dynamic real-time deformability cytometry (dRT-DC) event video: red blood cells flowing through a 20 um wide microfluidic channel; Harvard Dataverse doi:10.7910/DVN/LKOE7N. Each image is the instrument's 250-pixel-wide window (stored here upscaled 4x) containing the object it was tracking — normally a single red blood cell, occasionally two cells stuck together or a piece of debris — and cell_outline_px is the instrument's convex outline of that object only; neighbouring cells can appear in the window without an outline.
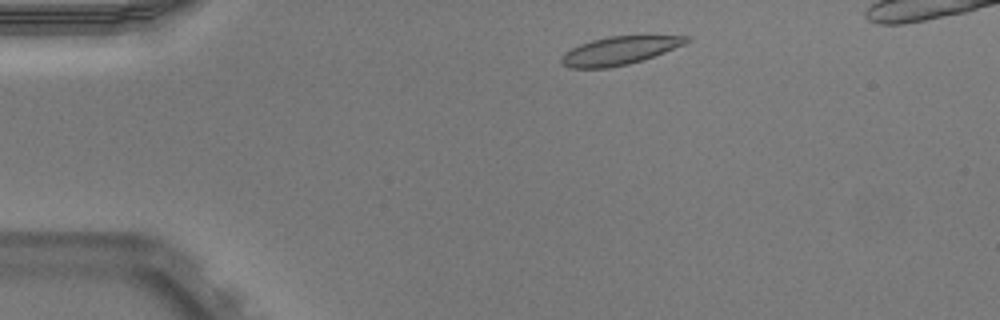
{"species": "Egyptian fruit bat (a non-hibernating species)", "species_latin": "Rousettus aegyptiacus", "temperature_condition": "warm", "stored_images_in_passage": 41, "camera_frame_rate_fps": 3000, "um_per_image_px": 0.085, "animal": {"sex": "male"}, "frame": {"image": 1, "passage_image": 1, "time_ms": 0.0, "image_size_px": [1000, 320], "cell_outline_px": [[688, 40], [684, 44], [644, 60], [628, 64], [608, 68], [568, 68], [560, 64], [560, 56], [564, 52], [580, 44], [592, 40], [608, 36], [688, 36]], "centroid_in_image_um": [52.56, 4.32], "position_along_channel_um": 32.4, "area_um2": 20.46}}
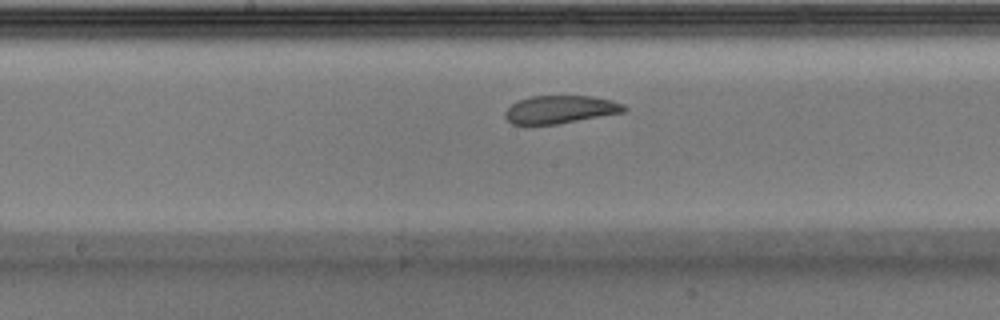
{"frame": {"image": 2, "passage_image": 18, "time_ms": 5.667, "image_size_px": [1000, 320], "cell_outline_px": [[628, 108], [624, 112], [556, 124], [528, 128], [512, 124], [504, 116], [504, 112], [512, 104], [520, 100], [532, 96], [592, 96], [612, 100], [624, 104]], "centroid_in_image_um": [47.56, 9.34], "position_along_channel_um": 200.6, "area_um2": 19.83}}
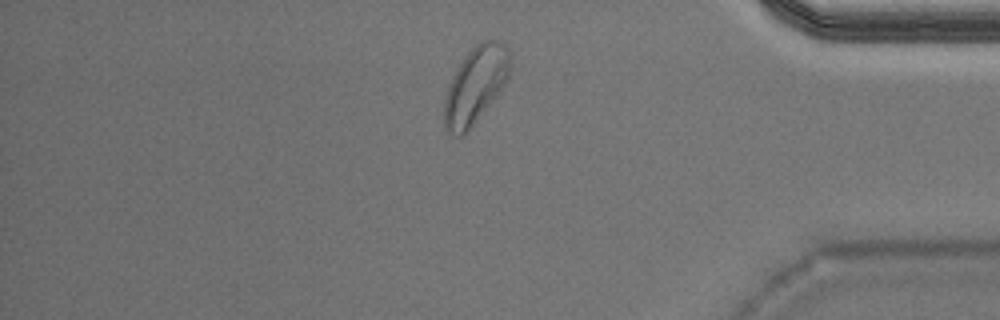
{"frame": {"image": 3, "passage_image": 35, "time_ms": 11.333, "image_size_px": [1000, 320], "cell_outline_px": [[512, 56], [508, 80], [472, 128], [464, 136], [456, 136], [448, 132], [444, 128], [444, 100], [452, 76], [468, 52], [480, 40], [496, 40], [504, 44], [508, 48]], "centroid_in_image_um": [40.44, 7.25], "position_along_channel_um": 394.8, "area_um2": 29.65}}